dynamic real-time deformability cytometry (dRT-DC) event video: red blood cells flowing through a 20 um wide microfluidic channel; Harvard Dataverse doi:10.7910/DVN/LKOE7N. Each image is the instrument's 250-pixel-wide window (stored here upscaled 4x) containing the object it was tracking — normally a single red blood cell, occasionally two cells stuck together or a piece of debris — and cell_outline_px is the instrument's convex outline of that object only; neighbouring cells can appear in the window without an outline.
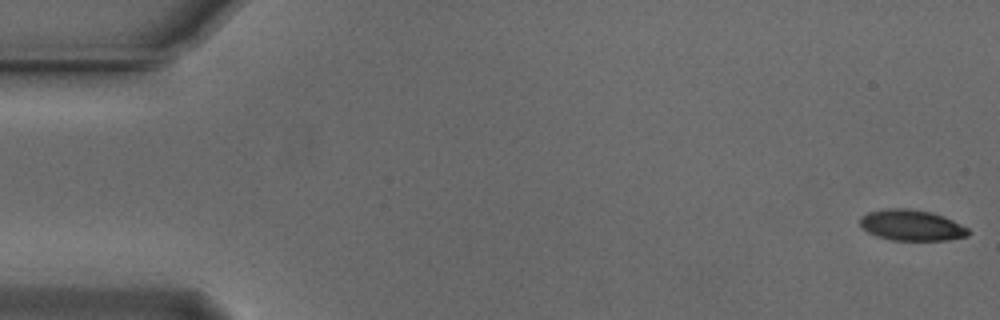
{"species": "Egyptian fruit bat (a non-hibernating species)", "species_latin": "Rousettus aegyptiacus", "temperature_condition": "cold", "stored_images_in_passage": 55, "camera_frame_rate_fps": 3000, "um_per_image_px": 0.085, "animal": {"sex": "male"}, "frame": {"image": 1, "passage_image": 1, "time_ms": 0.0, "image_size_px": [1000, 320], "cell_outline_px": [[968, 236], [948, 240], [892, 240], [876, 236], [860, 228], [860, 216], [868, 212], [884, 208], [908, 208], [932, 212], [944, 216], [968, 228]], "centroid_in_image_um": [77.44, 19.14], "position_along_channel_um": 7.6, "area_um2": 19.65}}
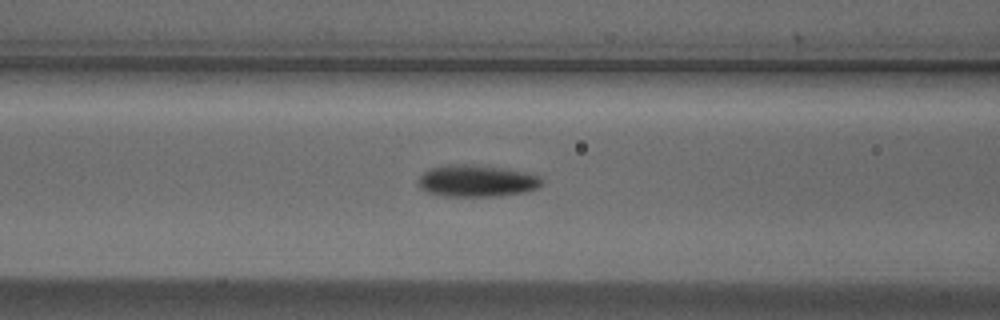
{"frame": {"image": 2, "passage_image": 22, "time_ms": 7.0, "image_size_px": [1000, 320], "cell_outline_px": [[544, 184], [540, 188], [524, 192], [496, 196], [444, 196], [424, 192], [416, 184], [420, 176], [428, 168], [448, 164], [476, 164], [524, 172], [540, 176]], "centroid_in_image_um": [40.48, 15.37], "position_along_channel_um": 126.1, "area_um2": 23.24}}
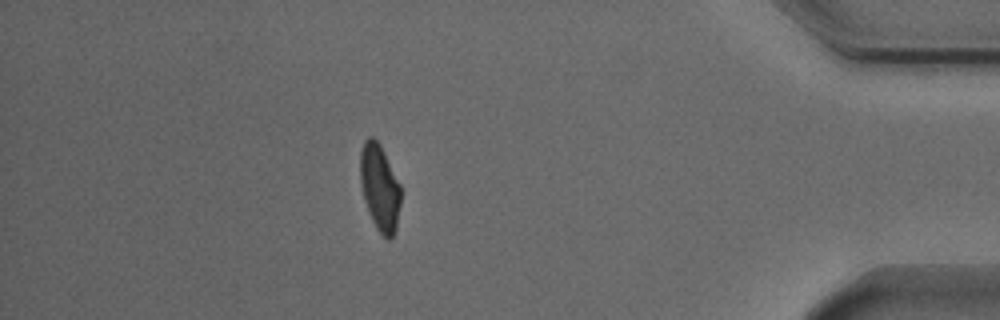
{"frame": {"image": 3, "passage_image": 48, "time_ms": 15.667, "image_size_px": [1000, 320], "cell_outline_px": [[400, 204], [396, 228], [392, 236], [388, 240], [376, 228], [368, 212], [364, 200], [360, 180], [360, 152], [364, 140], [368, 136], [372, 136], [380, 144], [400, 184]], "centroid_in_image_um": [32.26, 15.92], "position_along_channel_um": 402.9, "area_um2": 20.35}, "authors_computed_cell_mechanics": {"area_um2": 21.1548, "velocity_mm_per_s": 3.7414, "shape_relaxation_time_tau1_ms": 4.9517, "shape_relaxation_time_tau2_ms": 3.1169, "deformation_change_tau1": 0.1769, "deformation_change_tau2": 0.0749}}